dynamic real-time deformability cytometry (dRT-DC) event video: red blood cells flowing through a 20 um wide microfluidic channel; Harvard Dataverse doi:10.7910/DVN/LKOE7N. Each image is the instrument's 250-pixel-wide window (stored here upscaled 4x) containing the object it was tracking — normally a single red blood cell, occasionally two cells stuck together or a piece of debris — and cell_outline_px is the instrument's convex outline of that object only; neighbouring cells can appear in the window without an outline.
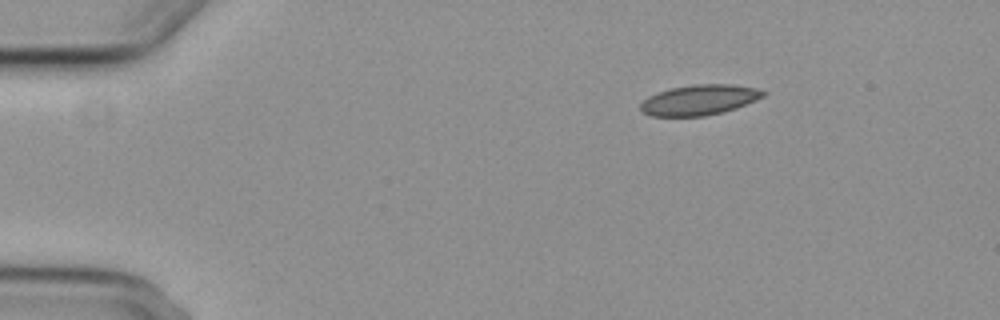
{"species": "common noctule bat (a hibernating species)", "species_latin": "Nyctalus noctula", "temperature_condition": "cold", "stored_images_in_passage": 4, "camera_frame_rate_fps": 3000, "um_per_image_px": 0.085, "animal": {"sex": "female", "body_mass_g": 29.2, "forearm_length_mm": 56.3}, "frame": {"image": 1, "passage_image": 1, "time_ms": 0.0, "image_size_px": [1000, 320], "cell_outline_px": [[768, 92], [764, 96], [756, 100], [736, 108], [704, 116], [652, 116], [644, 112], [640, 108], [640, 104], [648, 96], [672, 88], [696, 84], [732, 84], [756, 88]], "centroid_in_image_um": [59.47, 8.49], "position_along_channel_um": 25.5, "area_um2": 21.44}}
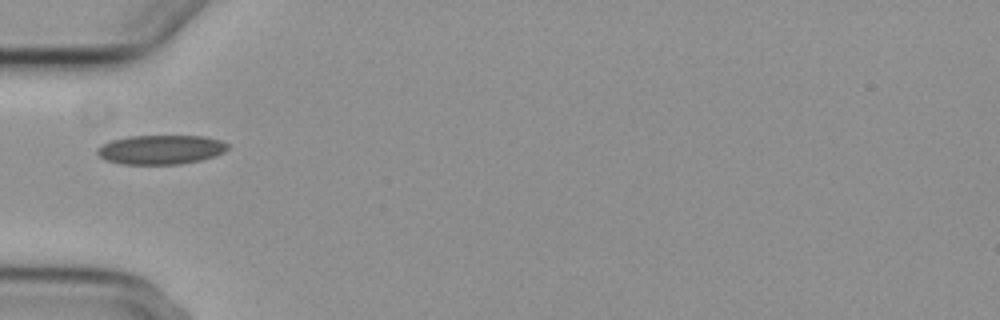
{"frame": {"image": 2, "passage_image": 4, "time_ms": 3.333, "image_size_px": [1000, 320], "cell_outline_px": [[228, 148], [224, 152], [216, 156], [200, 160], [180, 164], [120, 164], [104, 160], [96, 152], [96, 148], [100, 144], [112, 140], [128, 136], [204, 136], [220, 140], [228, 144]], "centroid_in_image_um": [13.64, 12.72], "position_along_channel_um": 71.4, "area_um2": 22.43}}